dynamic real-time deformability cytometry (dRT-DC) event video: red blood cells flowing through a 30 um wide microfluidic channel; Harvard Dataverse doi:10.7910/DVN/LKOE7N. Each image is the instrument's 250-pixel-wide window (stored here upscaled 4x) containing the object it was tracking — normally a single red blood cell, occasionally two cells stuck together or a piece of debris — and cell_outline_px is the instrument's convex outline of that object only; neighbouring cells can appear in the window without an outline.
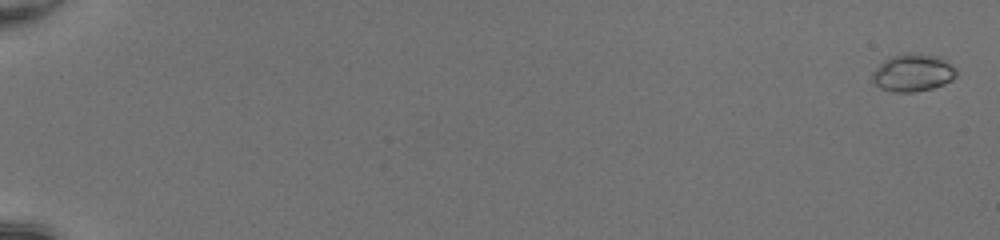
{"species": "common noctule bat (a hibernating species)", "species_latin": "Nyctalus noctula", "temperature_condition": "room temperature", "stored_images_in_passage": 53, "camera_frame_rate_fps": 3000, "um_per_image_px": 0.085, "animal": {"sex": "female", "body_mass_g": 20.0, "forearm_length_mm": 54.0}, "frame": {"image": 1, "passage_image": 2, "time_ms": 0.333, "image_size_px": [1000, 240], "cell_outline_px": [[956, 76], [952, 80], [944, 84], [932, 88], [912, 92], [892, 92], [880, 88], [872, 80], [872, 72], [884, 60], [892, 56], [908, 52], [912, 52], [940, 56], [956, 68]], "centroid_in_image_um": [77.6, 6.17], "position_along_channel_um": 7.4, "area_um2": 18.5}}
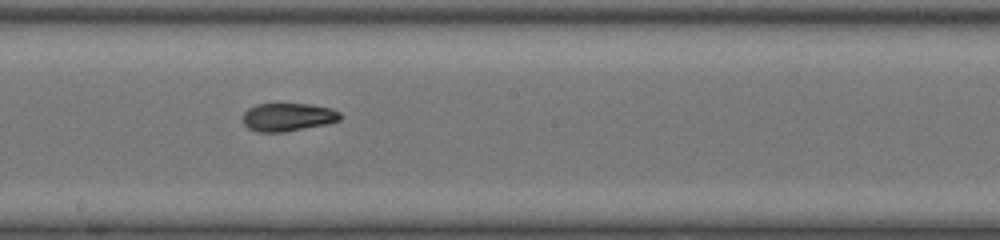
{"frame": {"image": 2, "passage_image": 33, "time_ms": 10.667, "image_size_px": [1000, 240], "cell_outline_px": [[340, 120], [328, 124], [284, 132], [256, 132], [248, 128], [244, 124], [244, 112], [248, 108], [256, 104], [272, 100], [308, 104], [332, 108], [340, 112]], "centroid_in_image_um": [24.44, 9.9], "position_along_channel_um": 223.8, "area_um2": 16.76}}
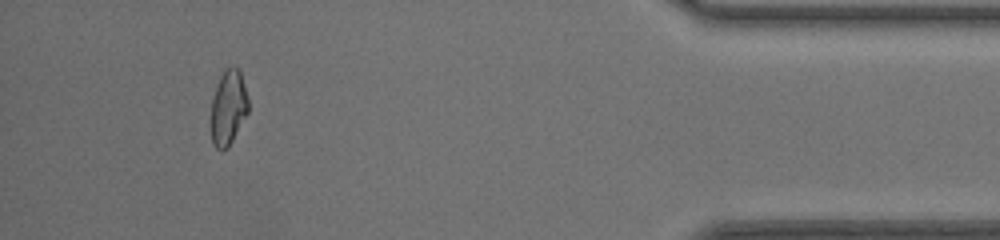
{"frame": {"image": 3, "passage_image": 50, "time_ms": 16.333, "image_size_px": [1000, 240], "cell_outline_px": [[248, 112], [228, 148], [220, 152], [212, 144], [212, 100], [220, 76], [228, 68], [236, 68], [240, 72], [248, 96]], "centroid_in_image_um": [19.41, 9.2], "position_along_channel_um": 415.8, "area_um2": 15.95}, "authors_computed_cell_mechanics": {"area_um2": 16.5308, "velocity_mm_per_s": 4.2364, "shape_relaxation_time_tau1_ms": 7.5471, "shape_relaxation_time_tau2_ms": 1.2947, "deformation_change_tau1": 0.2358, "deformation_change_tau2": 0.074}}